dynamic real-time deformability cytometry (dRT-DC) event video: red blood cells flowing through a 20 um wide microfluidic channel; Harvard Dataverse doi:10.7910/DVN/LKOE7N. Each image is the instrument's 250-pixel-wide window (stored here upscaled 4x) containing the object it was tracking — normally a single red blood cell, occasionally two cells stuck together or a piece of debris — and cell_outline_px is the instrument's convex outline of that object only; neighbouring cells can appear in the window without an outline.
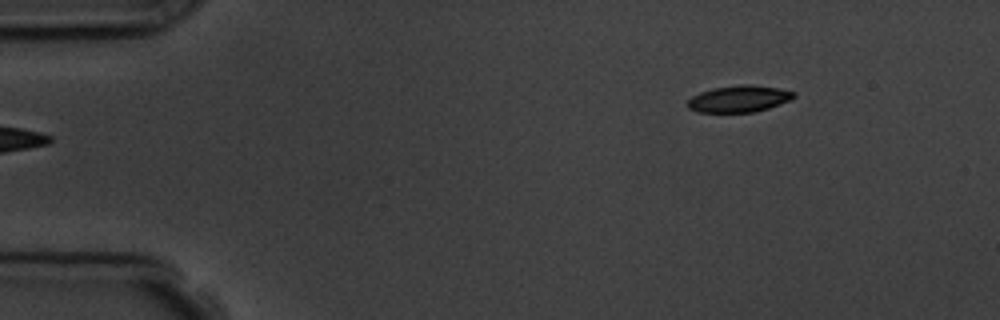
{"species": "common noctule bat (a hibernating species)", "species_latin": "Nyctalus noctula", "temperature_condition": "room temperature", "stored_images_in_passage": 5, "segment_of_instrument_passage": [2, 2], "camera_frame_rate_fps": 3000, "um_per_image_px": 0.085, "animal": {"sex": "male", "body_mass_g": 19.5, "forearm_length_mm": 54.6}, "frame": {"image": 1, "passage_image": 5, "time_ms": 5.333, "image_size_px": [1000, 320], "cell_outline_px": [[796, 96], [792, 100], [756, 112], [700, 112], [688, 108], [688, 100], [692, 96], [700, 92], [712, 88], [740, 84], [752, 84], [776, 88], [796, 92]], "centroid_in_image_um": [62.84, 8.39], "position_along_channel_um": 22.2, "area_um2": 16.59}}